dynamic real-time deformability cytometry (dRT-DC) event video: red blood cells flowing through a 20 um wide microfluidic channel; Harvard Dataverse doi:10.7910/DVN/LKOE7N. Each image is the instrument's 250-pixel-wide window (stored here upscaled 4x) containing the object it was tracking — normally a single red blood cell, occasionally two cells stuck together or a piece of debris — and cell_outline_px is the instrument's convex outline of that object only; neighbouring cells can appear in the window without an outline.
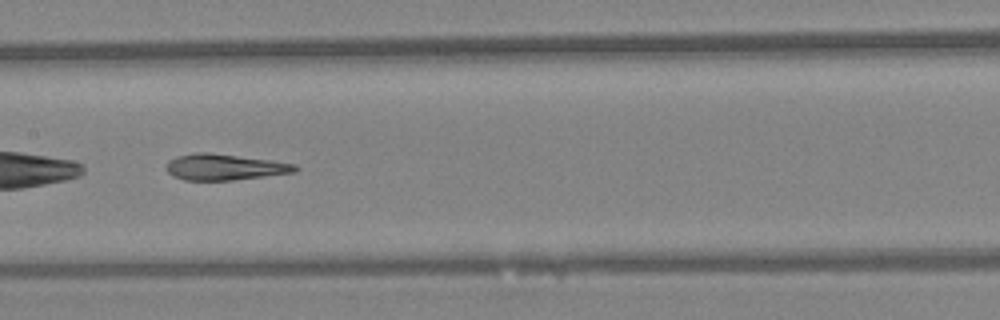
{"species": "Egyptian fruit bat (a non-hibernating species)", "species_latin": "Rousettus aegyptiacus", "temperature_condition": "warm", "stored_images_in_passage": 31, "camera_frame_rate_fps": 3000, "um_per_image_px": 0.085, "animal": {"sex": "female"}, "frame": {"image": 1, "passage_image": 14, "time_ms": 4.333, "image_size_px": [1000, 320], "cell_outline_px": [[300, 168], [292, 172], [232, 180], [184, 180], [172, 176], [168, 172], [168, 160], [176, 156], [196, 152], [208, 152], [268, 160], [296, 164]], "centroid_in_image_um": [19.04, 14.19], "position_along_channel_um": 188.4, "area_um2": 19.25}, "authors_computed_cell_mechanics": {"area_um2": 20.3456, "velocity_mm_per_s": 4.3472, "shape_relaxation_time_tau1_ms": null, "shape_relaxation_time_tau2_ms": 2.4126, "deformation_change_tau1": null, "deformation_change_tau2": 0.112}}